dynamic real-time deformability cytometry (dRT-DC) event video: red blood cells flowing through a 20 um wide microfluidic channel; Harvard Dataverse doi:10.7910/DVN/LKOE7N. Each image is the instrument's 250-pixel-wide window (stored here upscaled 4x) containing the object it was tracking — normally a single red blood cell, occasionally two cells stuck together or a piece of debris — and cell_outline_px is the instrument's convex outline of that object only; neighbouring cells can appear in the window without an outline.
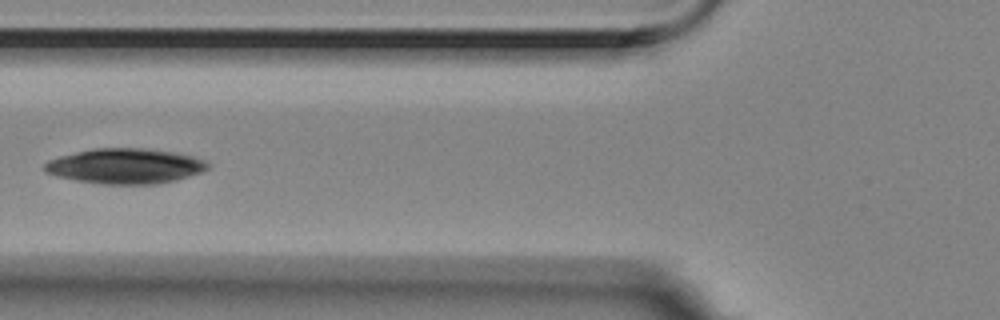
{"species": "Egyptian fruit bat (a non-hibernating species)", "species_latin": "Rousettus aegyptiacus", "temperature_condition": "room temperature", "stored_images_in_passage": 9, "camera_frame_rate_fps": 3000, "um_per_image_px": 0.085, "animal": {"sex": "female"}, "frame": {"image": 1, "passage_image": 6, "time_ms": 1.667, "image_size_px": [1000, 320], "cell_outline_px": [[208, 168], [200, 172], [176, 180], [156, 184], [104, 184], [76, 180], [56, 176], [44, 172], [44, 164], [48, 160], [60, 156], [76, 152], [96, 148], [148, 148], [172, 152], [192, 156], [204, 160], [208, 164]], "centroid_in_image_um": [10.61, 14.11], "position_along_channel_um": 115.2, "area_um2": 33.29}}
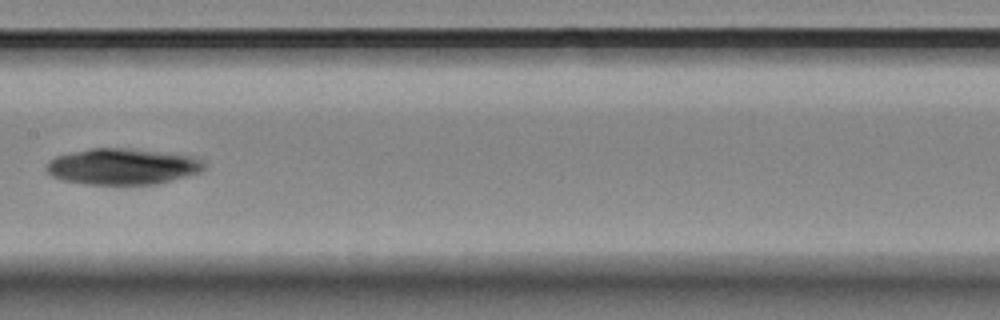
{"frame": {"image": 2, "passage_image": 8, "time_ms": 2.333, "image_size_px": [1000, 320], "cell_outline_px": [[204, 168], [200, 172], [156, 184], [88, 184], [64, 180], [52, 176], [44, 168], [48, 160], [56, 156], [68, 152], [92, 148], [132, 148], [188, 156], [204, 160]], "centroid_in_image_um": [10.35, 14.14], "position_along_channel_um": 197.0, "area_um2": 33.06}}
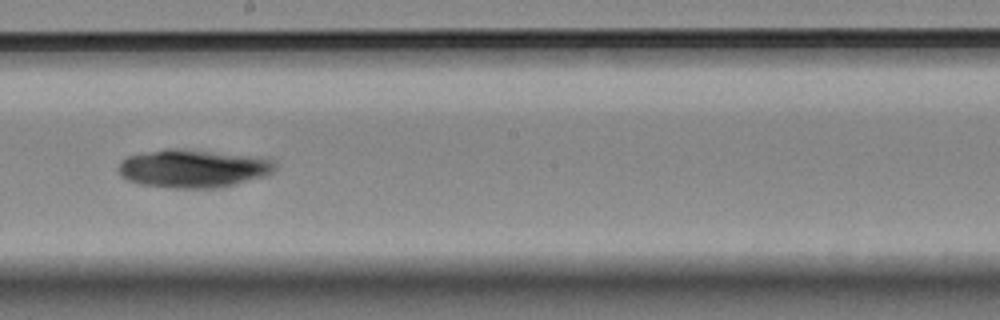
{"frame": {"image": 3, "passage_image": 9, "time_ms": 2.667, "image_size_px": [1000, 320], "cell_outline_px": [[276, 168], [272, 172], [264, 176], [216, 188], [172, 188], [140, 184], [128, 180], [120, 176], [116, 168], [120, 160], [128, 156], [168, 148], [172, 148], [244, 156], [276, 160]], "centroid_in_image_um": [16.32, 14.34], "position_along_channel_um": 231.9, "area_um2": 34.22}}